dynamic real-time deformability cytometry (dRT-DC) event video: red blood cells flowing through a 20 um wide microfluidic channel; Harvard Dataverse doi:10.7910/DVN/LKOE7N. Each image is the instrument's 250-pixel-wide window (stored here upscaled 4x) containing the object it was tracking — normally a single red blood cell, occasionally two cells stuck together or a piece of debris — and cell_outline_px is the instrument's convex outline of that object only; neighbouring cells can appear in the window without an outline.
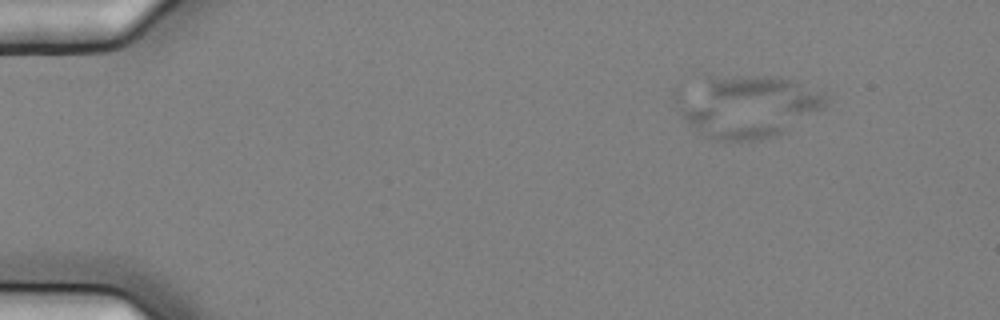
{"species": "common noctule bat (a hibernating species)", "species_latin": "Nyctalus noctula", "temperature_condition": "cold", "stored_images_in_passage": 5, "segment_of_instrument_passage": [2, 2], "camera_frame_rate_fps": 3000, "um_per_image_px": 0.085, "animal": {"sex": "female", "body_mass_g": 25.1}, "frame": {"image": 1, "passage_image": 3, "time_ms": 0.667, "image_size_px": [1000, 320], "cell_outline_px": [[824, 104], [820, 108], [776, 136], [752, 140], [716, 140], [704, 136], [688, 124], [672, 100], [672, 96], [676, 88], [708, 72], [780, 76], [796, 80], [824, 92]], "centroid_in_image_um": [63.33, 8.91], "position_along_channel_um": 21.7, "area_um2": 56.07}}